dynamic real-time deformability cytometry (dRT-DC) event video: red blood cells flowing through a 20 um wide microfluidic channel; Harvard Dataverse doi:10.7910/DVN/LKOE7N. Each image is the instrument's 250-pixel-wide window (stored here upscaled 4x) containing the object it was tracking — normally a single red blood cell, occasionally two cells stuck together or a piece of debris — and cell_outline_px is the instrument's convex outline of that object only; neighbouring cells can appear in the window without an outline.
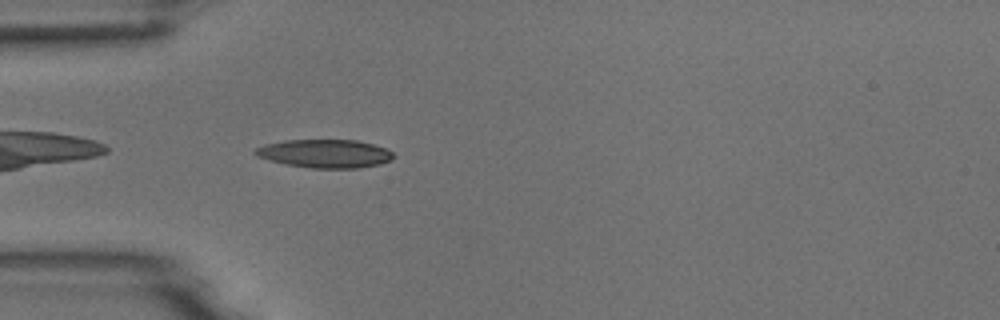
{"species": "common noctule bat (a hibernating species)", "species_latin": "Nyctalus noctula", "temperature_condition": "room temperature", "stored_images_in_passage": 38, "camera_frame_rate_fps": 3000, "um_per_image_px": 0.085, "animal": {"sex": "male", "body_mass_g": 18.8}, "frame": {"image": 1, "passage_image": 2, "time_ms": 0.333, "image_size_px": [1000, 320], "cell_outline_px": [[396, 156], [392, 160], [380, 164], [356, 168], [312, 168], [284, 164], [268, 160], [256, 156], [252, 152], [256, 148], [264, 144], [284, 140], [356, 140], [372, 144], [384, 148], [392, 152]], "centroid_in_image_um": [27.59, 13.06], "position_along_channel_um": 57.4, "area_um2": 22.95}}
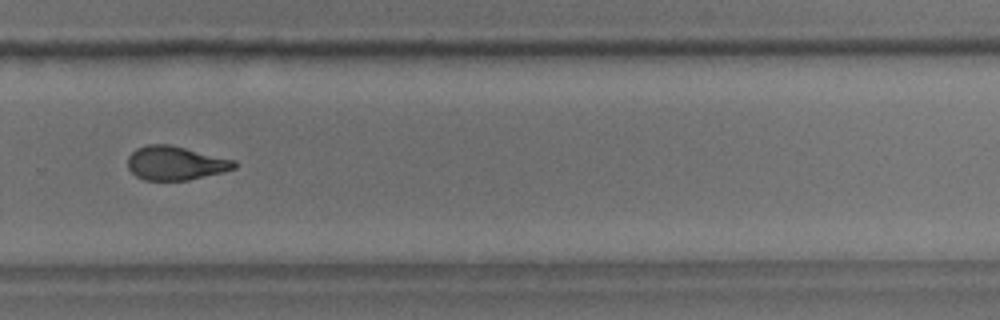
{"frame": {"image": 2, "passage_image": 22, "time_ms": 7.0, "image_size_px": [1000, 320], "cell_outline_px": [[236, 168], [224, 172], [188, 180], [144, 180], [136, 176], [128, 168], [128, 156], [136, 148], [148, 144], [168, 144], [236, 160]], "centroid_in_image_um": [14.92, 13.87], "position_along_channel_um": 314.9, "area_um2": 21.04}}
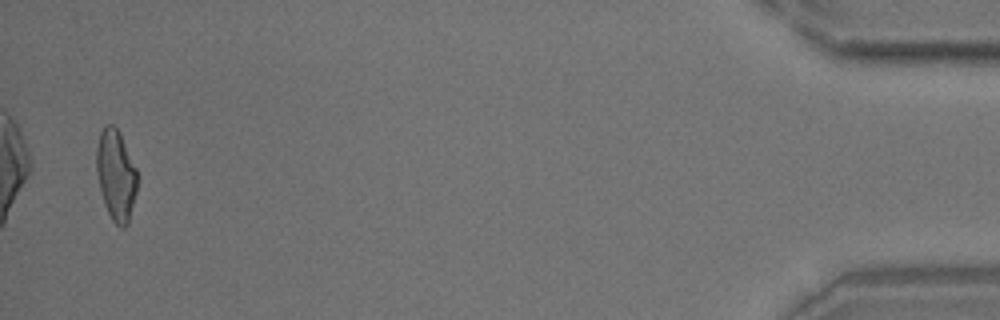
{"frame": {"image": 3, "passage_image": 37, "time_ms": 12.0, "image_size_px": [1000, 320], "cell_outline_px": [[140, 176], [128, 224], [124, 228], [120, 228], [112, 220], [104, 204], [96, 172], [96, 148], [100, 132], [104, 124], [112, 124], [120, 132]], "centroid_in_image_um": [9.87, 14.87], "position_along_channel_um": 425.3, "area_um2": 21.96}}